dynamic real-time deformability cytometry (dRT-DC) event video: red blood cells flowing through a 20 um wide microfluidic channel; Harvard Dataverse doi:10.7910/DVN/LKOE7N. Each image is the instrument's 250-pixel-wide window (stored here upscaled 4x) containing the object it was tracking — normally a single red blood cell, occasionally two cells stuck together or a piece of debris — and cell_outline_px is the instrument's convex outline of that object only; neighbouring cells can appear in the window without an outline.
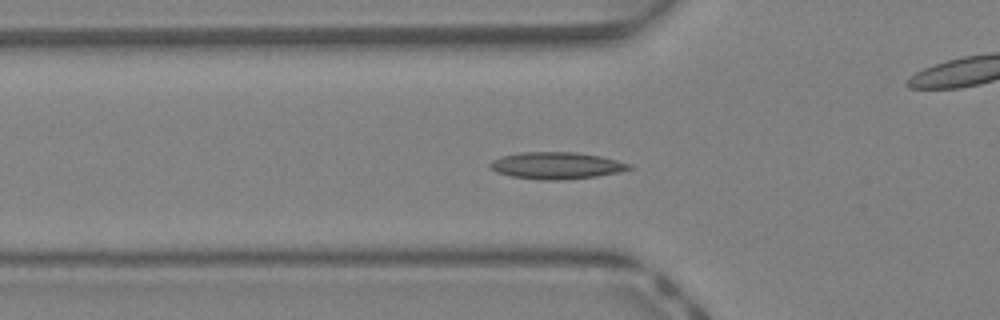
{"species": "Egyptian fruit bat (a non-hibernating species)", "species_latin": "Rousettus aegyptiacus", "temperature_condition": "warm", "stored_images_in_passage": 38, "camera_frame_rate_fps": 3000, "um_per_image_px": 0.085, "animal": {"sex": "female"}, "frame": {"image": 1, "passage_image": 9, "time_ms": 2.667, "image_size_px": [1000, 320], "cell_outline_px": [[636, 168], [620, 172], [596, 176], [564, 180], [540, 180], [512, 176], [496, 172], [488, 164], [492, 160], [500, 156], [520, 152], [576, 152], [600, 156], [632, 164]], "centroid_in_image_um": [47.32, 14.07], "position_along_channel_um": 78.5, "area_um2": 21.96}}
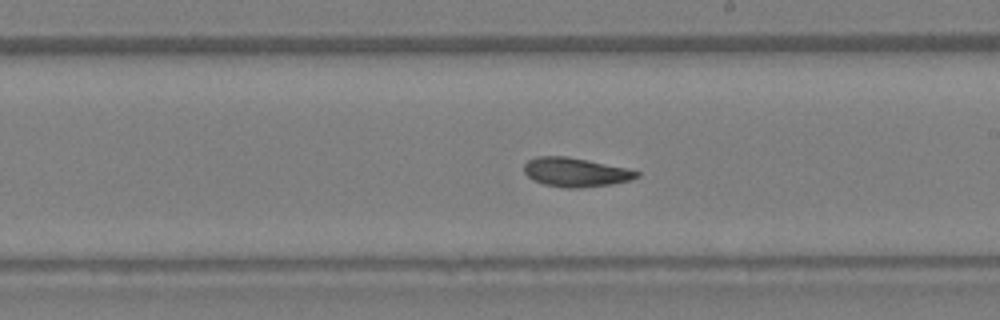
{"frame": {"image": 2, "passage_image": 19, "time_ms": 6.0, "image_size_px": [1000, 320], "cell_outline_px": [[640, 176], [632, 180], [612, 184], [580, 188], [564, 188], [544, 184], [532, 180], [524, 172], [524, 164], [528, 160], [536, 156], [564, 156], [588, 160], [628, 168], [640, 172]], "centroid_in_image_um": [48.94, 14.64], "position_along_channel_um": 240.1, "area_um2": 19.25}}
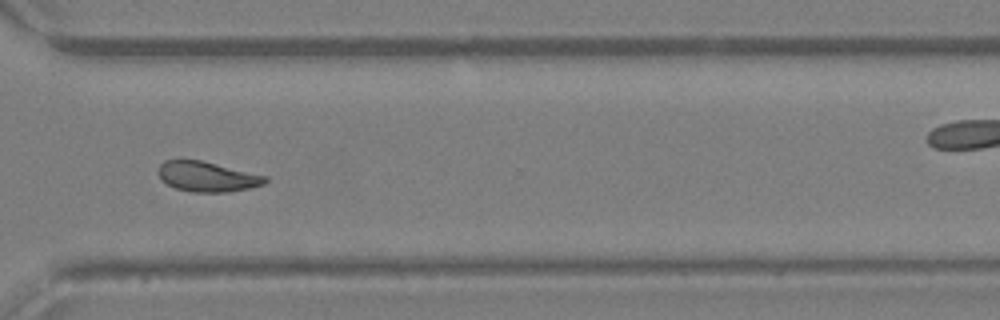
{"frame": {"image": 3, "passage_image": 26, "time_ms": 8.333, "image_size_px": [1000, 320], "cell_outline_px": [[268, 180], [264, 184], [248, 188], [228, 192], [192, 192], [176, 188], [160, 180], [156, 172], [160, 164], [164, 160], [200, 160], [268, 176]], "centroid_in_image_um": [17.58, 15.01], "position_along_channel_um": 353.0, "area_um2": 18.79}, "authors_computed_cell_mechanics": {"area_um2": 19.4786, "velocity_mm_per_s": 4.8315, "shape_relaxation_time_tau1_ms": null, "shape_relaxation_time_tau2_ms": 3.2209, "deformation_change_tau1": null, "deformation_change_tau2": 0.087}}